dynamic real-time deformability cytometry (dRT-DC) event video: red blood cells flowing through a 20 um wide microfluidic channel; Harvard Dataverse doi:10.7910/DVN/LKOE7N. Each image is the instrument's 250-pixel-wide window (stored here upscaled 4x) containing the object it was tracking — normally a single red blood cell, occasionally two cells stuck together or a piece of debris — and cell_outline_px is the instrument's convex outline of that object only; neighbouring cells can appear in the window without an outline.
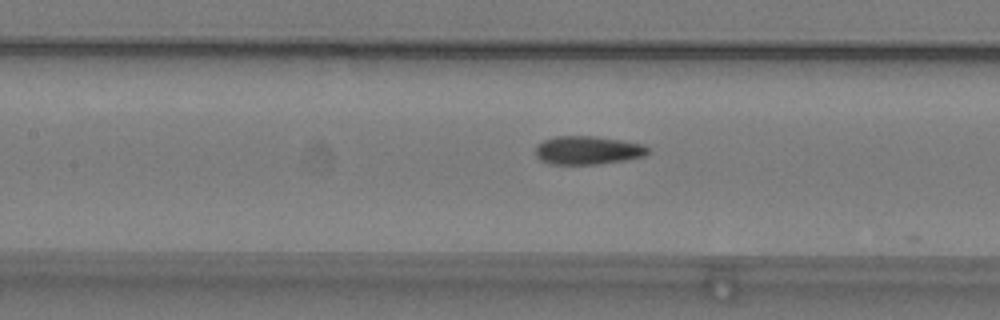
{"species": "common noctule bat (a hibernating species)", "species_latin": "Nyctalus noctula", "temperature_condition": "warm", "stored_images_in_passage": 31, "camera_frame_rate_fps": 3000, "um_per_image_px": 0.085, "animal": {"sex": "male", "body_mass_g": 19.2, "forearm_length_mm": 51.8}, "frame": {"image": 1, "passage_image": 13, "time_ms": 4.0, "image_size_px": [1000, 320], "cell_outline_px": [[652, 152], [644, 156], [624, 160], [596, 164], [552, 164], [540, 160], [536, 156], [536, 144], [544, 140], [556, 136], [596, 136], [644, 144]], "centroid_in_image_um": [49.97, 12.76], "position_along_channel_um": 157.4, "area_um2": 18.67}}
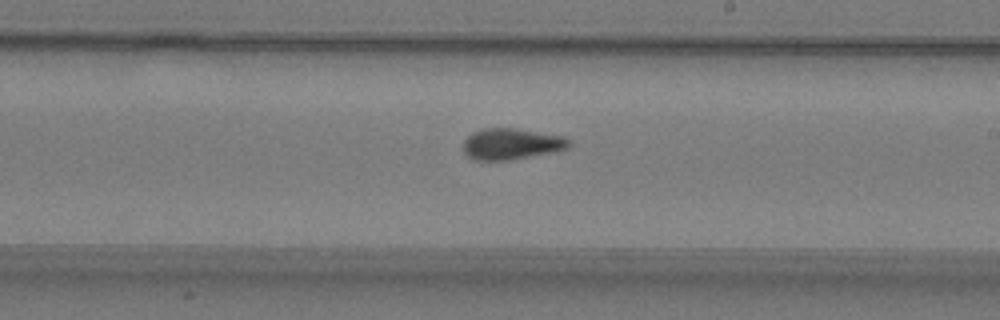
{"frame": {"image": 2, "passage_image": 20, "time_ms": 6.333, "image_size_px": [1000, 320], "cell_outline_px": [[572, 144], [568, 148], [556, 152], [508, 160], [472, 160], [464, 152], [464, 140], [472, 132], [484, 128], [512, 128], [564, 136]], "centroid_in_image_um": [43.48, 12.24], "position_along_channel_um": 245.5, "area_um2": 19.25}}
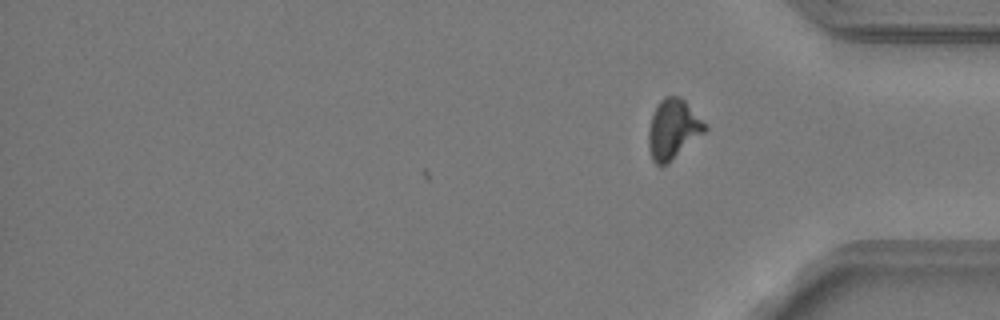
{"frame": {"image": 3, "passage_image": 31, "time_ms": 10.0, "image_size_px": [1000, 320], "cell_outline_px": [[708, 128], [704, 132], [668, 164], [656, 164], [652, 160], [648, 148], [648, 128], [652, 112], [660, 100], [664, 96], [680, 96], [708, 124]], "centroid_in_image_um": [57.2, 10.96], "position_along_channel_um": 378.0, "area_um2": 19.83}, "authors_computed_cell_mechanics": {"area_um2": 19.0162, "velocity_mm_per_s": 3.7755, "shape_relaxation_time_tau1_ms": null, "shape_relaxation_time_tau2_ms": 1.1737, "deformation_change_tau1": null, "deformation_change_tau2": 0.093}}